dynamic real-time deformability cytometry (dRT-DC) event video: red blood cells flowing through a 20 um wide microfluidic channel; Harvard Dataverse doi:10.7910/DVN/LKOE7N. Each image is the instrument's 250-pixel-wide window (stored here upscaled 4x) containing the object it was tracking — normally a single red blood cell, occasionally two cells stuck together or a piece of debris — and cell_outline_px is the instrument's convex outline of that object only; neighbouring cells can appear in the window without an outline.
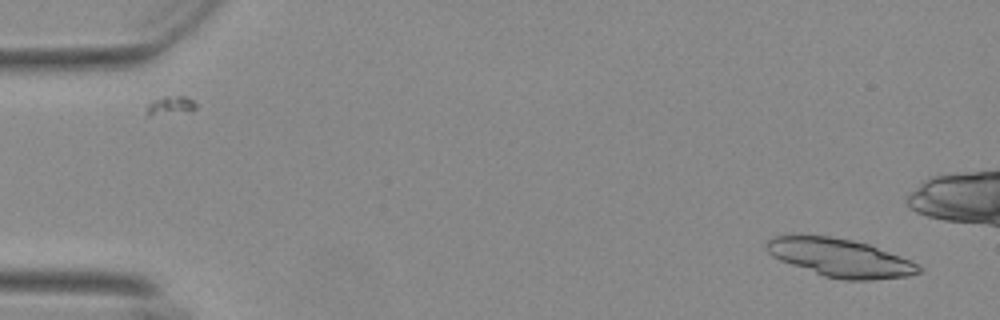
{"species": "Egyptian fruit bat (a non-hibernating species)", "species_latin": "Rousettus aegyptiacus", "temperature_condition": "warm", "stored_images_in_passage": 29, "camera_frame_rate_fps": 3000, "um_per_image_px": 0.085, "animal": {"sex": "female"}, "frame": {"image": 1, "passage_image": 2, "time_ms": 0.333, "image_size_px": [1000, 320], "cell_outline_px": [[924, 268], [920, 272], [908, 276], [872, 280], [844, 280], [824, 276], [780, 260], [772, 256], [764, 248], [764, 244], [772, 236], [828, 236], [852, 240], [868, 244], [900, 256], [920, 264]], "centroid_in_image_um": [71.43, 21.92], "position_along_channel_um": 13.6, "area_um2": 33.7}}
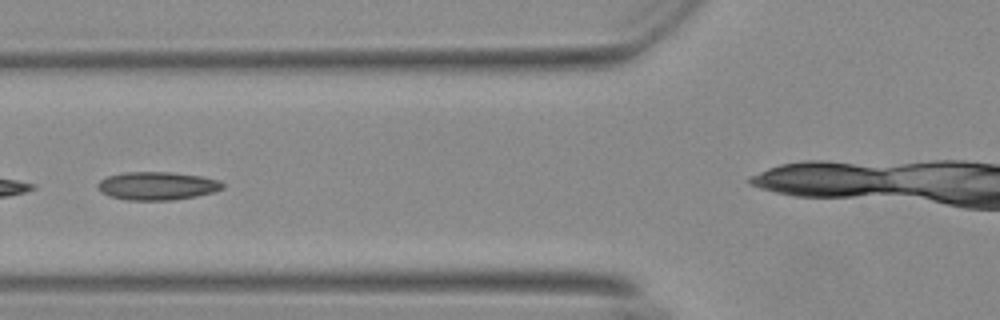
{"frame": {"image": 2, "passage_image": 21, "time_ms": 6.667, "image_size_px": [1000, 320], "cell_outline_px": [[224, 188], [212, 192], [196, 196], [172, 200], [128, 200], [108, 196], [100, 192], [96, 184], [100, 180], [108, 176], [124, 172], [168, 172], [204, 176], [220, 180], [224, 184]], "centroid_in_image_um": [13.35, 15.79], "position_along_channel_um": 112.4, "area_um2": 20.63}}
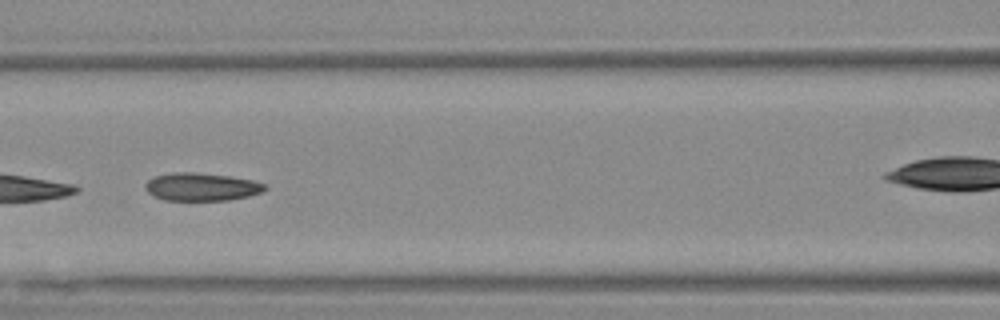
{"frame": {"image": 3, "passage_image": 24, "time_ms": 7.667, "image_size_px": [1000, 320], "cell_outline_px": [[268, 188], [264, 192], [248, 196], [228, 200], [164, 200], [152, 196], [144, 188], [144, 184], [148, 180], [156, 176], [172, 172], [192, 172], [228, 176], [252, 180], [264, 184]], "centroid_in_image_um": [17.11, 15.89], "position_along_channel_um": 149.5, "area_um2": 19.48}}